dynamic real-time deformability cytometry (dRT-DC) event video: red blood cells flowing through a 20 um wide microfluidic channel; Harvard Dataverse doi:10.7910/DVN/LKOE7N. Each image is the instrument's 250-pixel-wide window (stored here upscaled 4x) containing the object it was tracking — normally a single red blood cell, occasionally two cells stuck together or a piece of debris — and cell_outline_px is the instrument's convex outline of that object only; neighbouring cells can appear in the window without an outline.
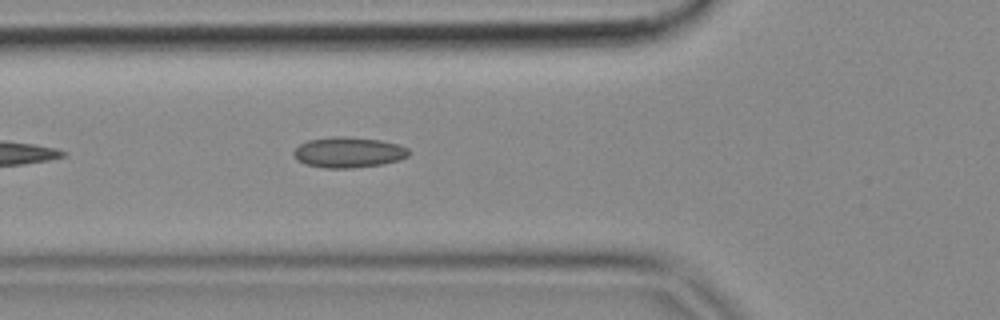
{"species": "common noctule bat (a hibernating species)", "species_latin": "Nyctalus noctula", "temperature_condition": "cold", "stored_images_in_passage": 6, "camera_frame_rate_fps": 3000, "um_per_image_px": 0.085, "animal": {"sex": "female", "body_mass_g": 18.4}, "frame": {"image": 1, "passage_image": 6, "time_ms": 1.667, "image_size_px": [1000, 320], "cell_outline_px": [[408, 156], [400, 160], [380, 164], [352, 168], [324, 168], [304, 164], [296, 160], [292, 152], [300, 144], [308, 140], [332, 136], [344, 136], [380, 140], [396, 144], [408, 148]], "centroid_in_image_um": [29.57, 12.95], "position_along_channel_um": 96.2, "area_um2": 20.52}}